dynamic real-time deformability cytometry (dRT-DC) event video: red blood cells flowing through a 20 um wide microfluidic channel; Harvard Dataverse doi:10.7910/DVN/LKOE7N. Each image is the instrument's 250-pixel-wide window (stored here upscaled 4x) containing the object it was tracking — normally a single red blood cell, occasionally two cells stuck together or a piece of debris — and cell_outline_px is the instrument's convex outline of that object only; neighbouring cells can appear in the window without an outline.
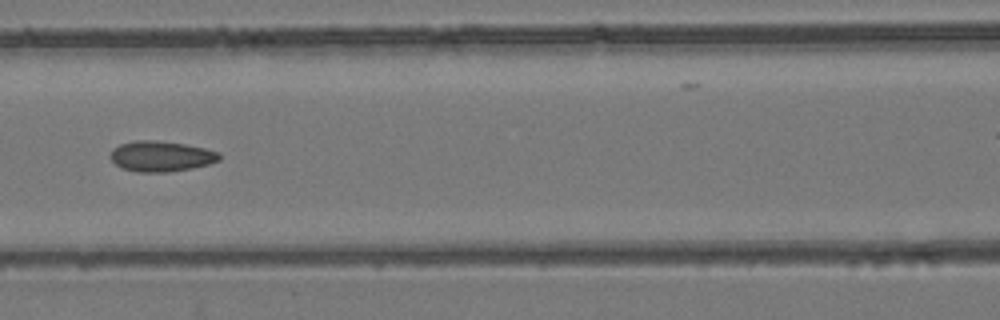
{"species": "common noctule bat (a hibernating species)", "species_latin": "Nyctalus noctula", "temperature_condition": "room temperature", "stored_images_in_passage": 6, "camera_frame_rate_fps": 3000, "um_per_image_px": 0.085, "animal": {"sex": "female", "body_mass_g": 24.6, "forearm_length_mm": 56.2}, "frame": {"image": 1, "passage_image": 5, "time_ms": 1.333, "image_size_px": [1000, 320], "cell_outline_px": [[220, 160], [208, 164], [192, 168], [168, 172], [136, 172], [120, 168], [112, 160], [112, 148], [120, 144], [136, 140], [156, 140], [184, 144], [204, 148], [220, 152]], "centroid_in_image_um": [13.69, 13.28], "position_along_channel_um": 152.9, "area_um2": 19.36}}
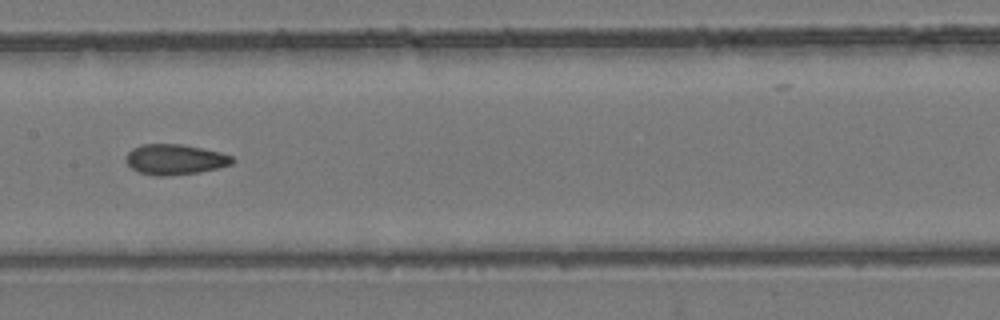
{"frame": {"image": 2, "passage_image": 6, "time_ms": 1.667, "image_size_px": [1000, 320], "cell_outline_px": [[236, 160], [232, 164], [200, 172], [168, 176], [156, 176], [140, 172], [132, 168], [124, 160], [124, 156], [132, 148], [140, 144], [180, 144], [204, 148], [220, 152], [232, 156]], "centroid_in_image_um": [14.86, 13.54], "position_along_channel_um": 192.5, "area_um2": 19.02}}